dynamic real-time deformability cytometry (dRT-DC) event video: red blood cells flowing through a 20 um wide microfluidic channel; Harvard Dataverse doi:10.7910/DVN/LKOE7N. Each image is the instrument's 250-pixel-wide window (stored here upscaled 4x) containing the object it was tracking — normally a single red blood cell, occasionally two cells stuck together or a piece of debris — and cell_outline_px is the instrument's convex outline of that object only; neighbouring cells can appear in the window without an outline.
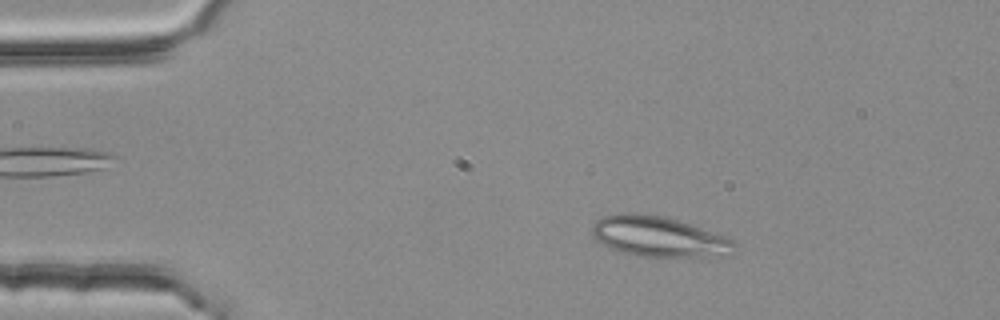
{"species": "common noctule bat (a hibernating species)", "species_latin": "Nyctalus noctula", "temperature_condition": "room temperature", "stored_images_in_passage": 40, "camera_frame_rate_fps": 3000, "um_per_image_px": 0.085, "animal": {"sex": "female", "body_mass_g": 25.1}, "frame": {"image": 1, "passage_image": 9, "time_ms": 2.667, "image_size_px": [1000, 320], "cell_outline_px": [[736, 244], [708, 260], [640, 256], [620, 252], [596, 240], [592, 236], [592, 224], [596, 220], [604, 216], [620, 212], [632, 212], [664, 216], [724, 236], [732, 240]], "centroid_in_image_um": [55.92, 20.13], "position_along_channel_um": 29.1, "area_um2": 33.64}}
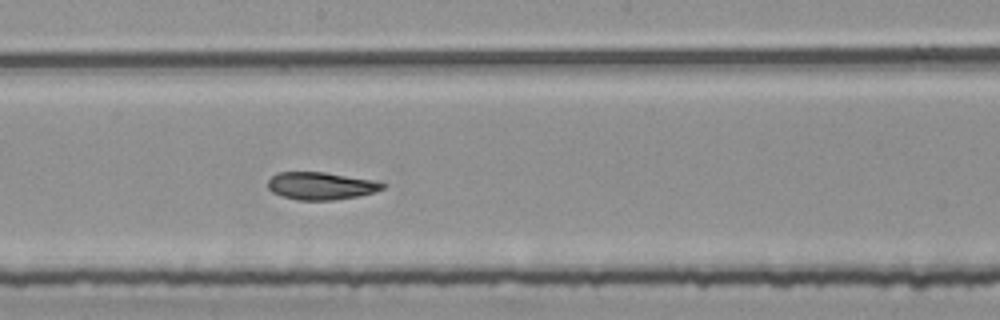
{"frame": {"image": 2, "passage_image": 29, "time_ms": 9.333, "image_size_px": [1000, 320], "cell_outline_px": [[384, 188], [376, 192], [356, 196], [332, 200], [296, 200], [272, 192], [268, 188], [268, 180], [276, 172], [324, 172], [372, 180], [384, 184]], "centroid_in_image_um": [27.24, 15.79], "position_along_channel_um": 221.0, "area_um2": 18.21}}
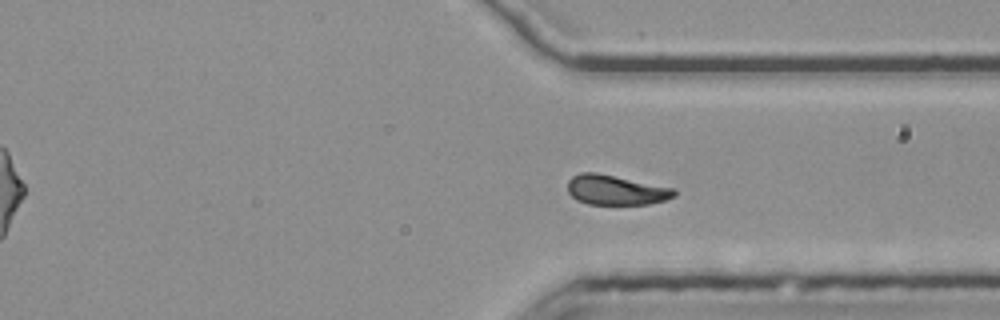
{"frame": {"image": 3, "passage_image": 40, "time_ms": 13.0, "image_size_px": [1000, 320], "cell_outline_px": [[676, 196], [664, 200], [648, 204], [588, 204], [576, 200], [568, 192], [568, 180], [572, 176], [580, 172], [596, 172], [676, 188]], "centroid_in_image_um": [52.35, 16.14], "position_along_channel_um": 359.1, "area_um2": 18.67}}